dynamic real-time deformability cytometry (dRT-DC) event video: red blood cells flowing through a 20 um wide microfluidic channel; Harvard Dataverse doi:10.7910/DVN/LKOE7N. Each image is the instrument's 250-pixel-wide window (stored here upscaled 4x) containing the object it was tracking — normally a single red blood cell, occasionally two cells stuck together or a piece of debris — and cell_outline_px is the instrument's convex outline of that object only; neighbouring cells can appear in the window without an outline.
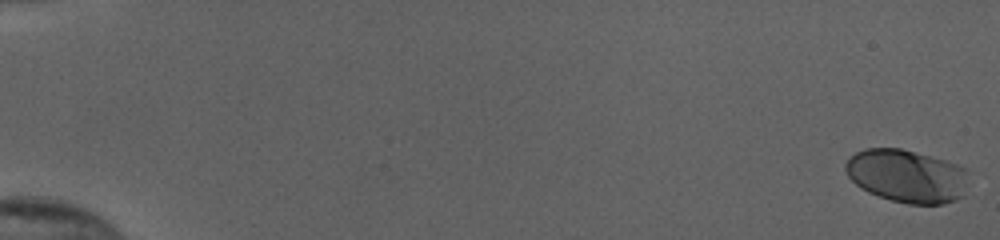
{"species": "human", "species_latin": "Homo sapiens", "temperature_condition": "cold", "stored_images_in_passage": 55, "camera_frame_rate_fps": 3000, "um_per_image_px": 0.085, "donor": {"sex": "female"}, "frame": {"image": 1, "passage_image": 1, "time_ms": 0.0, "image_size_px": [1000, 240], "cell_outline_px": [[968, 168], [964, 196], [956, 200], [944, 204], [908, 204], [892, 200], [868, 192], [860, 188], [848, 176], [844, 168], [844, 164], [856, 152], [864, 148], [900, 148], [944, 160]], "centroid_in_image_um": [77.09, 14.96], "position_along_channel_um": 7.9, "area_um2": 38.09}}
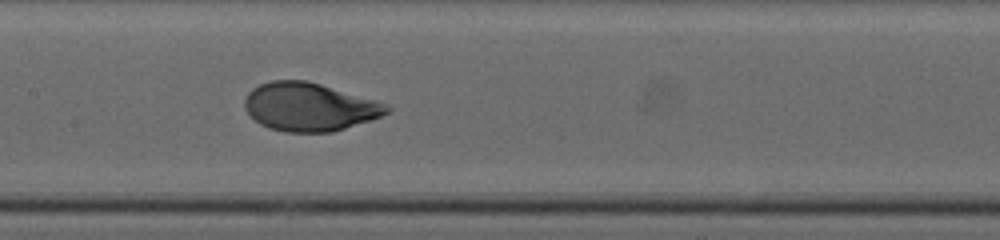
{"frame": {"image": 2, "passage_image": 30, "time_ms": 9.667, "image_size_px": [1000, 240], "cell_outline_px": [[392, 108], [388, 112], [380, 116], [332, 132], [284, 132], [268, 128], [260, 124], [244, 108], [244, 100], [248, 92], [252, 88], [260, 84], [272, 80], [308, 80], [376, 100], [388, 104]], "centroid_in_image_um": [26.27, 9.07], "position_along_channel_um": 181.1, "area_um2": 39.88}}
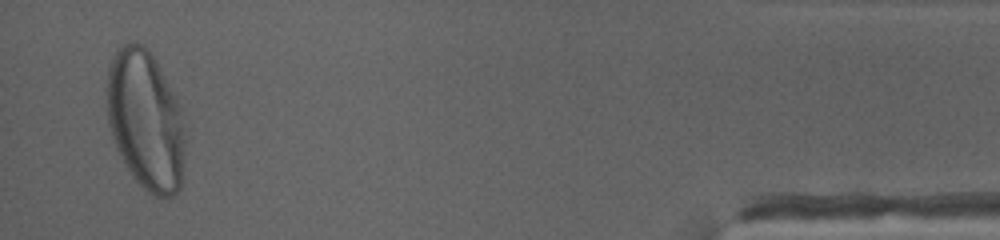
{"frame": {"image": 3, "passage_image": 54, "time_ms": 17.667, "image_size_px": [1000, 240], "cell_outline_px": [[184, 148], [180, 188], [172, 196], [152, 196], [132, 176], [124, 164], [116, 148], [108, 124], [108, 68], [112, 56], [124, 44], [132, 40], [144, 44], [148, 48], [156, 60], [176, 96], [180, 108], [184, 132]], "centroid_in_image_um": [12.37, 10.19], "position_along_channel_um": 422.8, "area_um2": 63.52}, "authors_computed_cell_mechanics": {"area_um2": 39.4196, "velocity_mm_per_s": 3.8516, "shape_relaxation_time_tau1_ms": 3.2278, "shape_relaxation_time_tau2_ms": null, "deformation_change_tau1": 0.1775, "deformation_change_tau2": null}}